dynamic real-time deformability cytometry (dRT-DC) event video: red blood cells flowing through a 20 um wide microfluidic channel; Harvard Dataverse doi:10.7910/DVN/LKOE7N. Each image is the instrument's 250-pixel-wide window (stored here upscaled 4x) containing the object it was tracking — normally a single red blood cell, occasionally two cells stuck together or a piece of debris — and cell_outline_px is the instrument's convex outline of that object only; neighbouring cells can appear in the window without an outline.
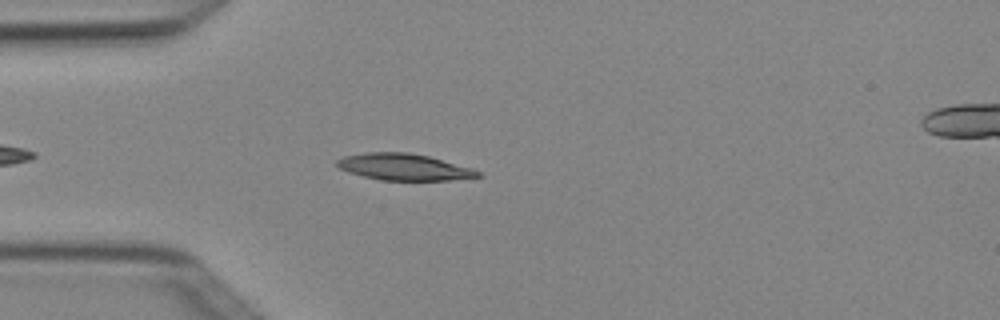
{"species": "Egyptian fruit bat (a non-hibernating species)", "species_latin": "Rousettus aegyptiacus", "temperature_condition": "cold", "stored_images_in_passage": 3, "camera_frame_rate_fps": 3000, "um_per_image_px": 0.085, "animal": {"sex": "female"}, "frame": {"image": 1, "passage_image": 3, "time_ms": 0.667, "image_size_px": [1000, 320], "cell_outline_px": [[484, 176], [448, 180], [380, 180], [348, 172], [340, 168], [336, 164], [336, 160], [344, 156], [368, 152], [408, 152], [428, 156], [472, 168], [480, 172]], "centroid_in_image_um": [34.33, 14.19], "position_along_channel_um": 50.7, "area_um2": 21.68}}